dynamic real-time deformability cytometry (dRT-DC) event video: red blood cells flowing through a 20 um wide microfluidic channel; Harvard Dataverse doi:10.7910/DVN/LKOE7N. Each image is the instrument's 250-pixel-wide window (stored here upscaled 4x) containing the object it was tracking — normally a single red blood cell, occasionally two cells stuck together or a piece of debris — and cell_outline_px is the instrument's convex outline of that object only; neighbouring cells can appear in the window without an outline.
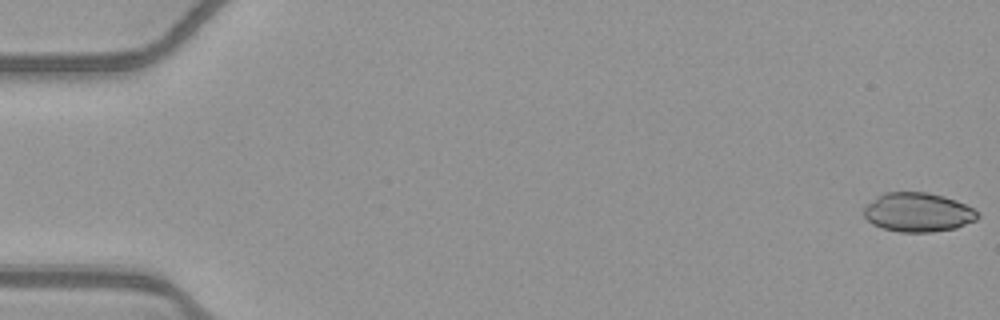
{"species": "common noctule bat (a hibernating species)", "species_latin": "Nyctalus noctula", "temperature_condition": "warm", "stored_images_in_passage": 15, "camera_frame_rate_fps": 3000, "um_per_image_px": 0.085, "animal": {"sex": "female", "body_mass_g": 21.9}, "frame": {"image": 1, "passage_image": 1, "time_ms": 0.0, "image_size_px": [1000, 320], "cell_outline_px": [[980, 216], [976, 220], [956, 228], [932, 232], [900, 232], [884, 228], [872, 224], [864, 216], [864, 208], [868, 204], [880, 196], [888, 192], [924, 192], [944, 196], [956, 200], [980, 212]], "centroid_in_image_um": [78.07, 18.05], "position_along_channel_um": 6.9, "area_um2": 25.72}}
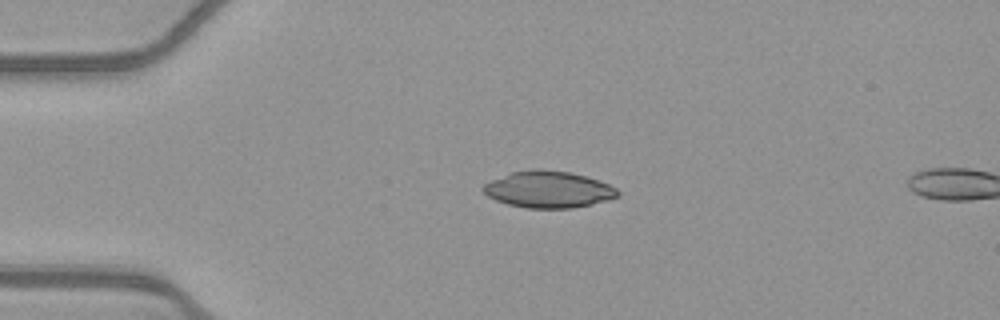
{"frame": {"image": 2, "passage_image": 13, "time_ms": 4.0, "image_size_px": [1000, 320], "cell_outline_px": [[620, 196], [608, 200], [592, 204], [572, 208], [528, 208], [508, 204], [496, 200], [488, 196], [480, 188], [484, 184], [492, 180], [512, 172], [536, 168], [540, 168], [568, 172], [584, 176], [608, 184], [616, 188], [620, 192]], "centroid_in_image_um": [46.61, 16.1], "position_along_channel_um": 38.4, "area_um2": 28.61}}